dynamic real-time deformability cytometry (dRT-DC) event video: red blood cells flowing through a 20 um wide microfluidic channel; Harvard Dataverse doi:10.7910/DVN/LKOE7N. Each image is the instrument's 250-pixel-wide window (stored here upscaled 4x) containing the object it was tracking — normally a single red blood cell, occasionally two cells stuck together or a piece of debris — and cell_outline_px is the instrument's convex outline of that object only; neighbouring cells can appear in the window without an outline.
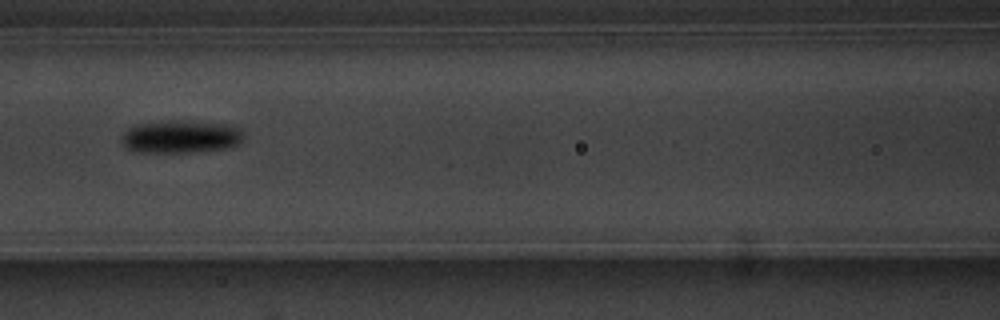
{"species": "common noctule bat (a hibernating species)", "species_latin": "Nyctalus noctula", "temperature_condition": "warm", "stored_images_in_passage": 6, "camera_frame_rate_fps": 3000, "um_per_image_px": 0.085, "animal": {"sex": "male", "body_mass_g": 20.1, "forearm_length_mm": 53.5}, "frame": {"image": 1, "passage_image": 3, "time_ms": 2.0, "image_size_px": [1000, 320], "cell_outline_px": [[244, 140], [240, 144], [228, 148], [196, 152], [132, 152], [120, 140], [120, 136], [128, 128], [136, 124], [172, 120], [176, 120], [232, 124], [240, 128], [244, 136]], "centroid_in_image_um": [15.4, 11.62], "position_along_channel_um": 151.2, "area_um2": 23.81}}
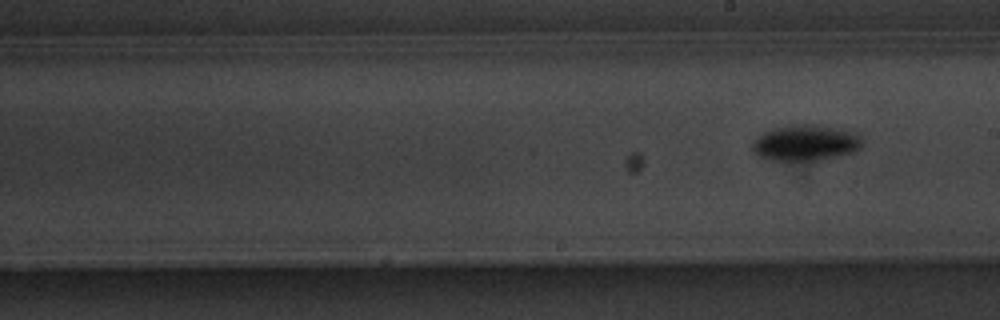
{"frame": {"image": 2, "passage_image": 6, "time_ms": 6.333, "image_size_px": [1000, 320], "cell_outline_px": [[864, 140], [860, 148], [852, 152], [840, 156], [824, 160], [788, 164], [772, 160], [760, 156], [752, 148], [752, 140], [756, 136], [764, 132], [776, 128], [804, 124], [816, 124], [856, 132]], "centroid_in_image_um": [68.48, 12.19], "position_along_channel_um": 220.5, "area_um2": 23.7}}